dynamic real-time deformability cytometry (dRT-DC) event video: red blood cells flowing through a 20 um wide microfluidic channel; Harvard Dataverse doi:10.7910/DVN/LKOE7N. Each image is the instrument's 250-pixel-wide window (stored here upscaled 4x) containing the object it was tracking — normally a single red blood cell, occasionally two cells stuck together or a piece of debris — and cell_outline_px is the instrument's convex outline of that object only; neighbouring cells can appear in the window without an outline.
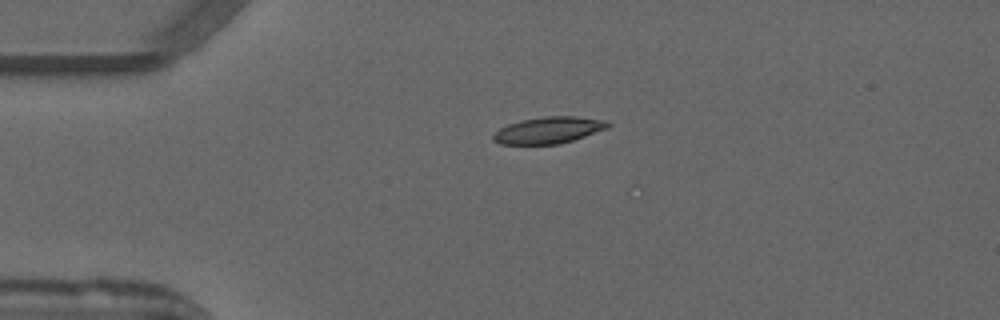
{"species": "common noctule bat (a hibernating species)", "species_latin": "Nyctalus noctula", "temperature_condition": "warm", "stored_images_in_passage": 9, "camera_frame_rate_fps": 3000, "um_per_image_px": 0.085, "animal": {"sex": "male", "forearm_length_mm": 52.5}, "frame": {"image": 1, "passage_image": 1, "time_ms": 0.0, "image_size_px": [1000, 320], "cell_outline_px": [[612, 124], [608, 128], [560, 144], [500, 144], [492, 140], [492, 136], [500, 128], [508, 124], [524, 120], [544, 116], [576, 116], [608, 120]], "centroid_in_image_um": [46.66, 11.06], "position_along_channel_um": 38.3, "area_um2": 17.74}}
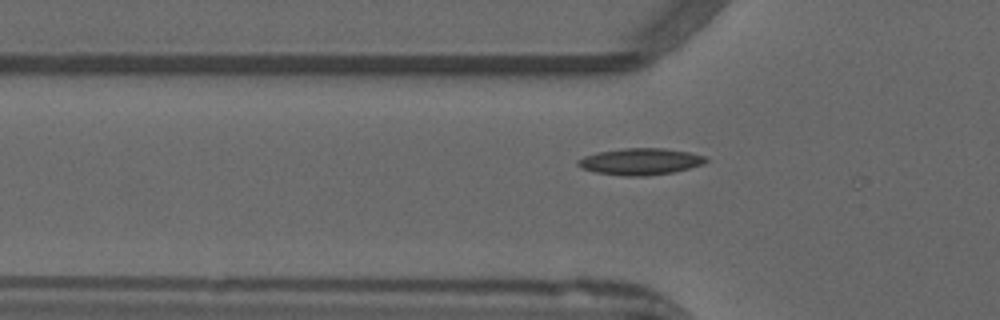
{"frame": {"image": 2, "passage_image": 6, "time_ms": 1.667, "image_size_px": [1000, 320], "cell_outline_px": [[708, 160], [704, 164], [672, 172], [648, 176], [624, 176], [596, 172], [580, 168], [576, 164], [576, 160], [584, 156], [596, 152], [624, 148], [664, 148], [688, 152], [704, 156]], "centroid_in_image_um": [54.38, 13.73], "position_along_channel_um": 71.4, "area_um2": 19.88}}